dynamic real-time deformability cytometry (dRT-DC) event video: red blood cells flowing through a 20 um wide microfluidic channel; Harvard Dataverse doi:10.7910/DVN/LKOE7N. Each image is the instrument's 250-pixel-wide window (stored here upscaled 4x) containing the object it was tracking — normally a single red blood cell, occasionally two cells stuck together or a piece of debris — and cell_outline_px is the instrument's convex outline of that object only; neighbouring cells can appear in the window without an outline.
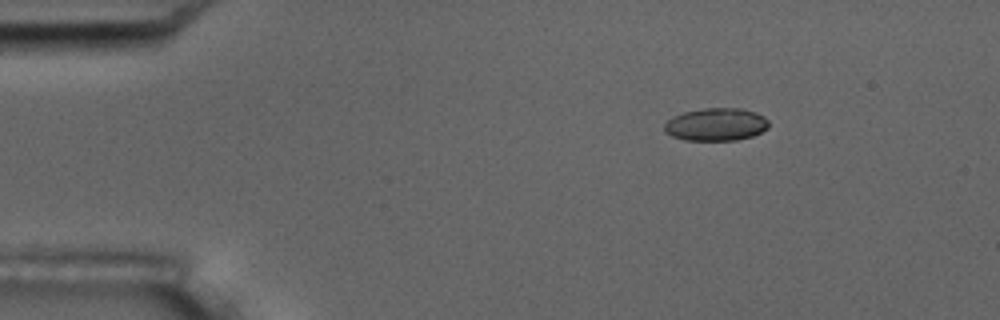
{"species": "common noctule bat (a hibernating species)", "species_latin": "Nyctalus noctula", "temperature_condition": "room temperature", "stored_images_in_passage": 3, "camera_frame_rate_fps": 3000, "um_per_image_px": 0.085, "animal": {"sex": "male", "body_mass_g": 17.5, "forearm_length_mm": 52.3}, "frame": {"image": 1, "passage_image": 1, "time_ms": 0.0, "image_size_px": [1000, 320], "cell_outline_px": [[768, 128], [752, 136], [736, 140], [684, 140], [672, 136], [664, 132], [664, 124], [672, 116], [684, 112], [704, 108], [740, 108], [756, 112], [764, 116], [768, 120]], "centroid_in_image_um": [60.85, 10.57], "position_along_channel_um": 24.1, "area_um2": 20.0}}